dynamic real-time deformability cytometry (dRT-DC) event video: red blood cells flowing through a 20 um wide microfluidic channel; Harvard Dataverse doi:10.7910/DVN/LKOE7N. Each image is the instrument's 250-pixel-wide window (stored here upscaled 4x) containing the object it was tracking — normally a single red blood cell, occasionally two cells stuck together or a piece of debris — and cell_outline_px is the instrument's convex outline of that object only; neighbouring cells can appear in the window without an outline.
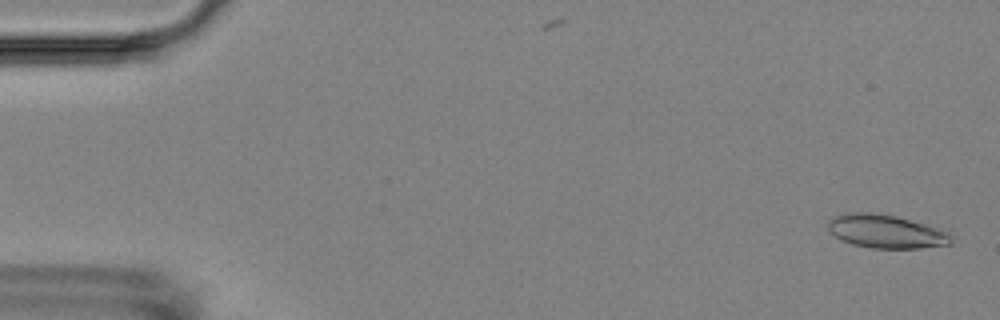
{"species": "Egyptian fruit bat (a non-hibernating species)", "species_latin": "Rousettus aegyptiacus", "temperature_condition": "room temperature", "stored_images_in_passage": 5, "camera_frame_rate_fps": 3000, "um_per_image_px": 0.085, "animal": {"sex": "female"}, "frame": {"image": 1, "passage_image": 1, "time_ms": 0.0, "image_size_px": [1000, 320], "cell_outline_px": [[952, 244], [920, 248], [872, 248], [852, 244], [840, 240], [828, 232], [828, 220], [836, 216], [856, 212], [868, 212], [896, 216], [940, 228], [948, 232], [952, 236]], "centroid_in_image_um": [75.32, 19.68], "position_along_channel_um": 9.7, "area_um2": 24.04}}
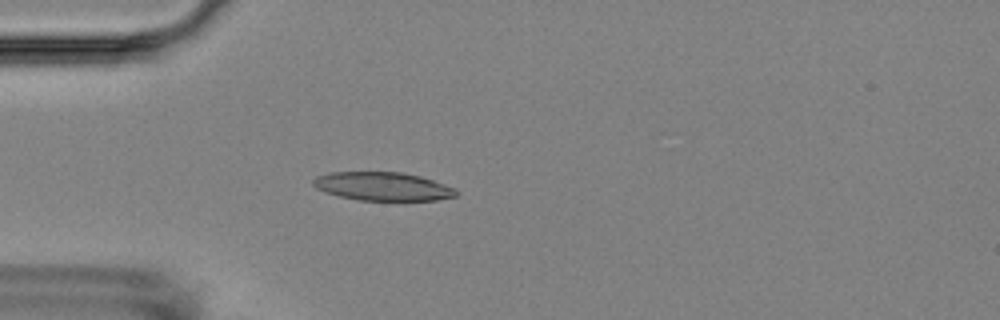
{"frame": {"image": 2, "passage_image": 5, "time_ms": 4.667, "image_size_px": [1000, 320], "cell_outline_px": [[460, 192], [456, 196], [436, 200], [360, 200], [340, 196], [324, 192], [316, 188], [312, 184], [312, 180], [316, 176], [332, 172], [400, 172], [420, 176], [456, 188]], "centroid_in_image_um": [32.54, 15.84], "position_along_channel_um": 52.5, "area_um2": 23.7}}